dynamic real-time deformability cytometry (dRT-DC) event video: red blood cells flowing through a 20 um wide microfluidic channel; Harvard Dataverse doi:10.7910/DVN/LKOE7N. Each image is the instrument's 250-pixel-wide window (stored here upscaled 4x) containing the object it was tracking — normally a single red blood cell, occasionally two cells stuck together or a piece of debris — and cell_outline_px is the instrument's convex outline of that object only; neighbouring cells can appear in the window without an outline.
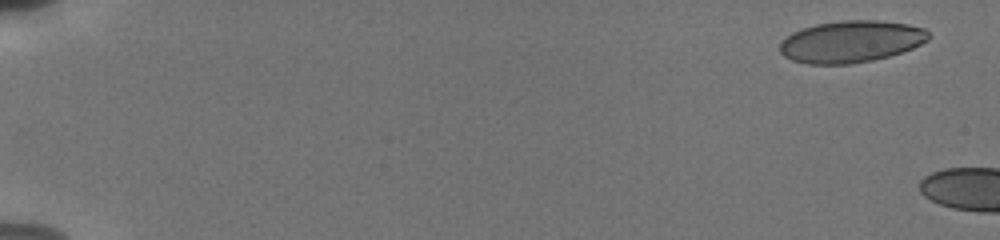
{"species": "human", "species_latin": "Homo sapiens", "temperature_condition": "cold", "stored_images_in_passage": 5, "camera_frame_rate_fps": 3000, "um_per_image_px": 0.085, "donor": {"sex": "male"}, "frame": {"image": 1, "passage_image": 2, "time_ms": 0.333, "image_size_px": [1000, 240], "cell_outline_px": [[932, 36], [928, 40], [912, 48], [888, 56], [872, 60], [848, 64], [808, 64], [792, 60], [784, 56], [780, 52], [780, 44], [792, 32], [816, 24], [844, 20], [880, 20], [908, 24], [924, 28]], "centroid_in_image_um": [72.35, 3.53], "position_along_channel_um": 12.6, "area_um2": 36.13}}